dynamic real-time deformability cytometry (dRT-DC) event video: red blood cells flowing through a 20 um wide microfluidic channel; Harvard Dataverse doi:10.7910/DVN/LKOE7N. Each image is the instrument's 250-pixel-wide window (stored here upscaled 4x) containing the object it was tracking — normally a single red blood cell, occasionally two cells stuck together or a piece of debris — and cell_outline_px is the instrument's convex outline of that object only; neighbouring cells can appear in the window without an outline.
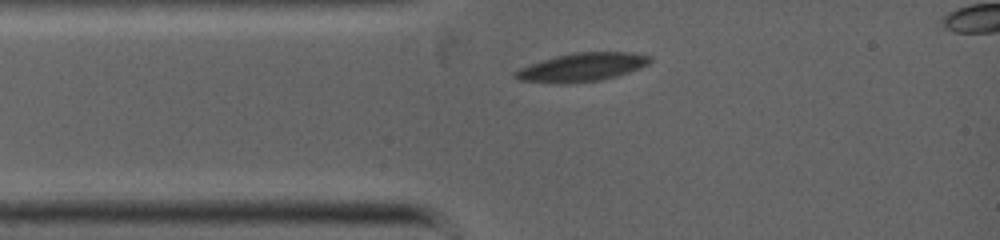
{"species": "common noctule bat (a hibernating species)", "species_latin": "Nyctalus noctula", "temperature_condition": "warm", "stored_images_in_passage": 2, "camera_frame_rate_fps": 5000, "um_per_image_px": 0.085, "animal": {"sex": "female", "body_mass_g": 19.0, "forearm_length_mm": 53.3}, "frame": {"image": 1, "passage_image": 2, "time_ms": 0.4, "image_size_px": [1000, 240], "cell_outline_px": [[652, 60], [648, 64], [640, 68], [616, 76], [600, 80], [568, 84], [560, 84], [520, 80], [512, 76], [512, 72], [520, 68], [556, 56], [572, 52], [632, 52], [652, 56]], "centroid_in_image_um": [49.48, 5.71], "position_along_channel_um": 35.5, "area_um2": 22.37}}